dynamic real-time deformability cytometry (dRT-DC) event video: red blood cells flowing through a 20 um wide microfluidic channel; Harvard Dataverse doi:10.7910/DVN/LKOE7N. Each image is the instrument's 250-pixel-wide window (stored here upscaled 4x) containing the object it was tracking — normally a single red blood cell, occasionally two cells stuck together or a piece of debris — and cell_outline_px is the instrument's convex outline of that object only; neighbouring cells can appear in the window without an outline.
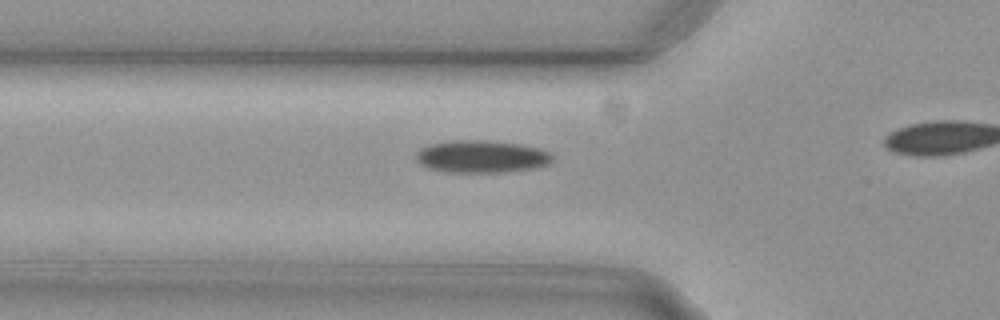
{"species": "common noctule bat (a hibernating species)", "species_latin": "Nyctalus noctula", "temperature_condition": "cold", "stored_images_in_passage": 7, "camera_frame_rate_fps": 3000, "um_per_image_px": 0.085, "animal": {"sex": "female", "body_mass_g": 29.2, "forearm_length_mm": 56.3}, "frame": {"image": 1, "passage_image": 2, "time_ms": 0.333, "image_size_px": [1000, 320], "cell_outline_px": [[552, 160], [548, 164], [536, 168], [500, 172], [444, 172], [428, 168], [420, 164], [416, 160], [416, 152], [420, 148], [428, 144], [452, 140], [484, 140], [520, 144], [540, 148], [548, 152], [552, 156]], "centroid_in_image_um": [40.89, 13.3], "position_along_channel_um": 84.9, "area_um2": 25.89}}
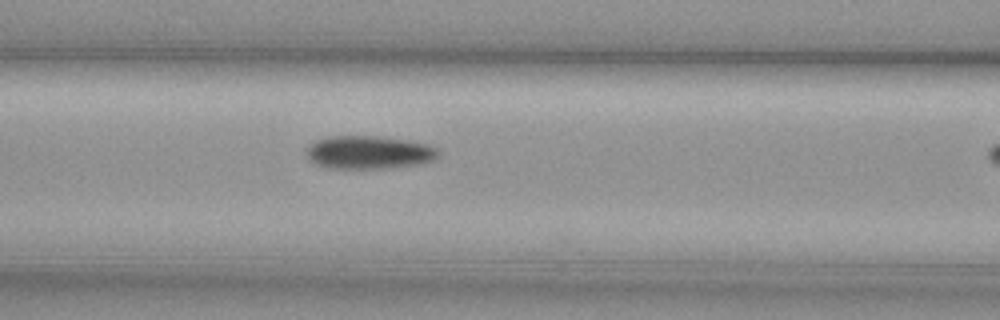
{"frame": {"image": 2, "passage_image": 6, "time_ms": 1.667, "image_size_px": [1000, 320], "cell_outline_px": [[440, 156], [432, 160], [416, 164], [392, 168], [328, 168], [316, 164], [308, 160], [308, 144], [316, 140], [328, 136], [380, 136], [428, 144], [436, 148], [440, 152]], "centroid_in_image_um": [31.35, 12.95], "position_along_channel_um": 135.3, "area_um2": 25.49}}